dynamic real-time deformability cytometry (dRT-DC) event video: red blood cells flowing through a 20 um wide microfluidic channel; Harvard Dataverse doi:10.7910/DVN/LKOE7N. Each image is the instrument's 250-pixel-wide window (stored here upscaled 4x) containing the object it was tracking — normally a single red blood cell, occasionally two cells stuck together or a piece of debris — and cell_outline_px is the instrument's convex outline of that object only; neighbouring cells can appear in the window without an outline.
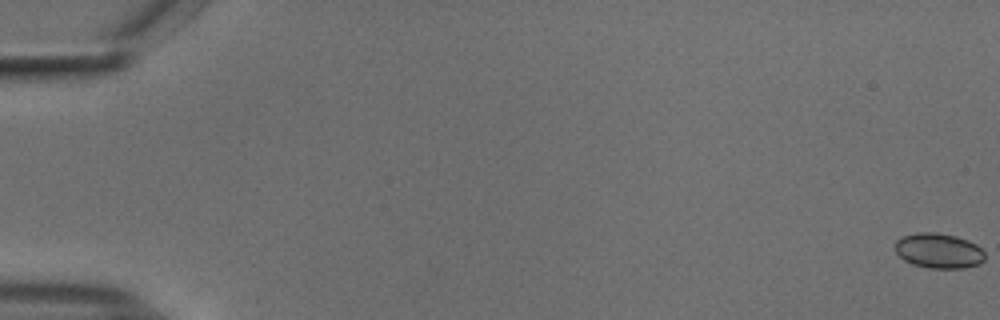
{"species": "common noctule bat (a hibernating species)", "species_latin": "Nyctalus noctula", "temperature_condition": "cold", "stored_images_in_passage": 56, "camera_frame_rate_fps": 3000, "um_per_image_px": 0.085, "animal": {"sex": "male", "body_mass_g": 18.8}, "frame": {"image": 1, "passage_image": 1, "time_ms": 0.0, "image_size_px": [1000, 320], "cell_outline_px": [[984, 260], [980, 264], [964, 268], [928, 268], [912, 264], [904, 260], [896, 252], [896, 240], [904, 236], [916, 232], [936, 232], [956, 236], [968, 240], [976, 244], [984, 252]], "centroid_in_image_um": [79.8, 21.31], "position_along_channel_um": 5.2, "area_um2": 18.38}}
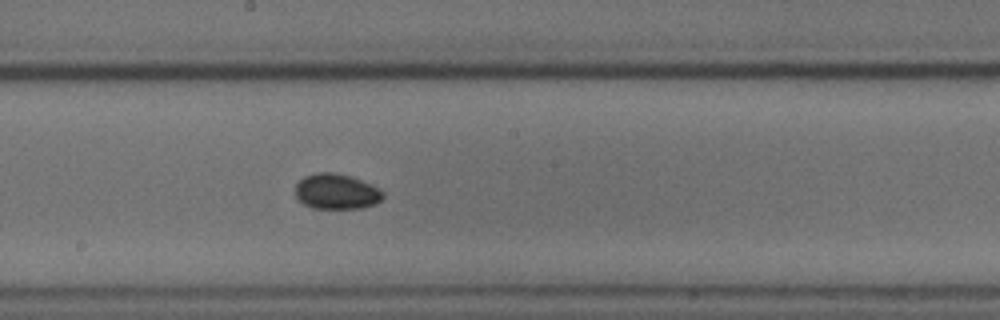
{"frame": {"image": 2, "passage_image": 32, "time_ms": 10.333, "image_size_px": [1000, 320], "cell_outline_px": [[384, 196], [376, 204], [360, 208], [312, 208], [304, 204], [296, 196], [296, 184], [304, 176], [316, 172], [332, 172], [352, 176], [380, 188], [384, 192]], "centroid_in_image_um": [28.62, 16.27], "position_along_channel_um": 219.6, "area_um2": 18.15}}
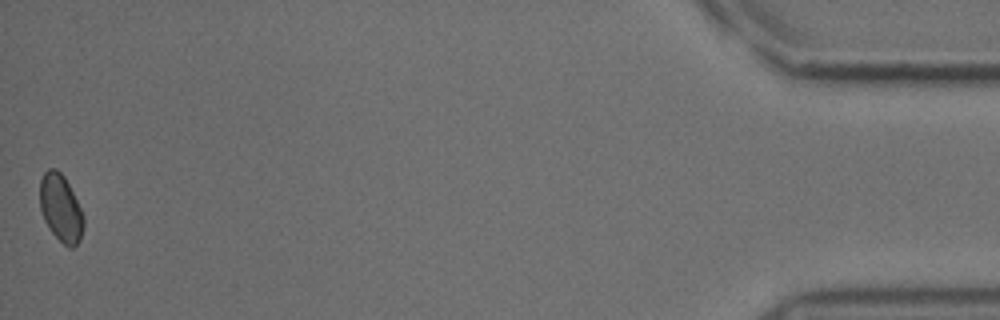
{"frame": {"image": 3, "passage_image": 56, "time_ms": 18.333, "image_size_px": [1000, 320], "cell_outline_px": [[84, 228], [80, 240], [72, 248], [68, 248], [48, 228], [44, 220], [40, 208], [40, 180], [44, 172], [48, 168], [56, 168], [64, 176], [84, 216]], "centroid_in_image_um": [5.16, 17.69], "position_along_channel_um": 430.0, "area_um2": 17.11}, "authors_computed_cell_mechanics": {"area_um2": 17.5134, "velocity_mm_per_s": 3.7254, "shape_relaxation_time_tau1_ms": null, "shape_relaxation_time_tau2_ms": 6.734, "deformation_change_tau1": null, "deformation_change_tau2": 0.0589}}